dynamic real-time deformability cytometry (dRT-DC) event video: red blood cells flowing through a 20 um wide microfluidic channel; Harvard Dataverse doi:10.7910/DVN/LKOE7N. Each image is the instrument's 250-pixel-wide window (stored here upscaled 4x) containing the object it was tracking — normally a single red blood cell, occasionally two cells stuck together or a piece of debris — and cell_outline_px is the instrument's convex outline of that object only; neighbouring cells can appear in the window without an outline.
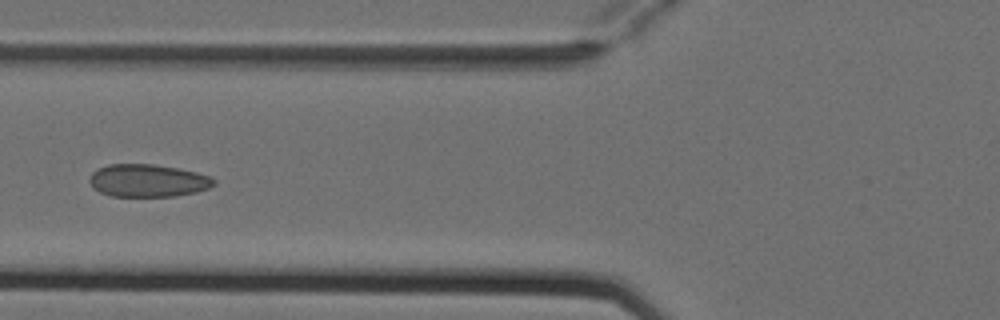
{"species": "Egyptian fruit bat (a non-hibernating species)", "species_latin": "Rousettus aegyptiacus", "temperature_condition": "cold", "stored_images_in_passage": 6, "camera_frame_rate_fps": 3000, "um_per_image_px": 0.085, "animal": {"sex": "female"}, "frame": {"image": 1, "passage_image": 6, "time_ms": 1.667, "image_size_px": [1000, 320], "cell_outline_px": [[216, 184], [208, 188], [196, 192], [176, 196], [112, 196], [100, 192], [92, 188], [88, 180], [92, 172], [96, 168], [108, 164], [152, 164], [180, 168], [196, 172], [208, 176], [216, 180]], "centroid_in_image_um": [12.54, 15.34], "position_along_channel_um": 113.3, "area_um2": 23.87}}